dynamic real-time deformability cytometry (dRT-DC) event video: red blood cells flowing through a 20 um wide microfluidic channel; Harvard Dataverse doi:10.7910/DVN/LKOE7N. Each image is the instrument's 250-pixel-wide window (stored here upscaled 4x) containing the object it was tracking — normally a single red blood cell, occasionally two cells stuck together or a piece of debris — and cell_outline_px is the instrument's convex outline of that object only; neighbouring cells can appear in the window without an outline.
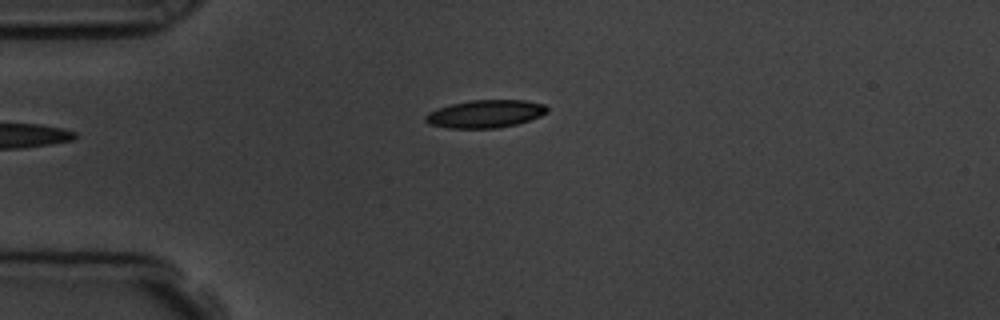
{"species": "common noctule bat (a hibernating species)", "species_latin": "Nyctalus noctula", "temperature_condition": "room temperature", "stored_images_in_passage": 9, "camera_frame_rate_fps": 3000, "um_per_image_px": 0.085, "animal": {"sex": "male", "body_mass_g": 19.5, "forearm_length_mm": 54.6}, "frame": {"image": 1, "passage_image": 1, "time_ms": 0.0, "image_size_px": [1000, 320], "cell_outline_px": [[548, 112], [540, 116], [516, 124], [496, 128], [448, 128], [428, 124], [424, 120], [424, 116], [428, 112], [452, 104], [472, 100], [524, 100], [544, 104], [548, 108]], "centroid_in_image_um": [41.24, 9.68], "position_along_channel_um": 43.8, "area_um2": 19.59}}